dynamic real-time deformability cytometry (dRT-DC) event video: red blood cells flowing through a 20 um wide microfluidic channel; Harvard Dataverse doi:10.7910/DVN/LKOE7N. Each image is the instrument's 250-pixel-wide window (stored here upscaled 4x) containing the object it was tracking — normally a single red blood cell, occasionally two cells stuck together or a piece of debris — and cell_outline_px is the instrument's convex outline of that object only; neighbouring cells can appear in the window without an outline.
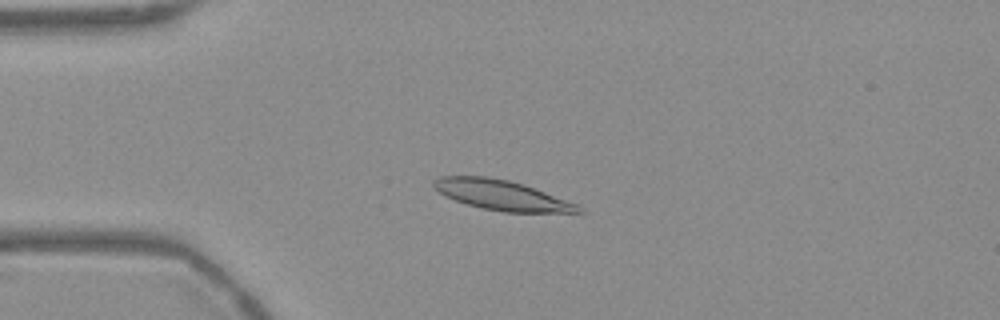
{"species": "Egyptian fruit bat (a non-hibernating species)", "species_latin": "Rousettus aegyptiacus", "temperature_condition": "warm", "stored_images_in_passage": 15, "camera_frame_rate_fps": 3000, "um_per_image_px": 0.085, "frame": {"image": 1, "passage_image": 13, "time_ms": 4.0, "image_size_px": [1000, 320], "cell_outline_px": [[584, 212], [504, 212], [484, 208], [468, 204], [444, 196], [432, 184], [432, 180], [440, 176], [488, 176], [508, 180], [524, 184], [580, 204], [584, 208]], "centroid_in_image_um": [42.69, 16.58], "position_along_channel_um": 42.3, "area_um2": 25.32}}